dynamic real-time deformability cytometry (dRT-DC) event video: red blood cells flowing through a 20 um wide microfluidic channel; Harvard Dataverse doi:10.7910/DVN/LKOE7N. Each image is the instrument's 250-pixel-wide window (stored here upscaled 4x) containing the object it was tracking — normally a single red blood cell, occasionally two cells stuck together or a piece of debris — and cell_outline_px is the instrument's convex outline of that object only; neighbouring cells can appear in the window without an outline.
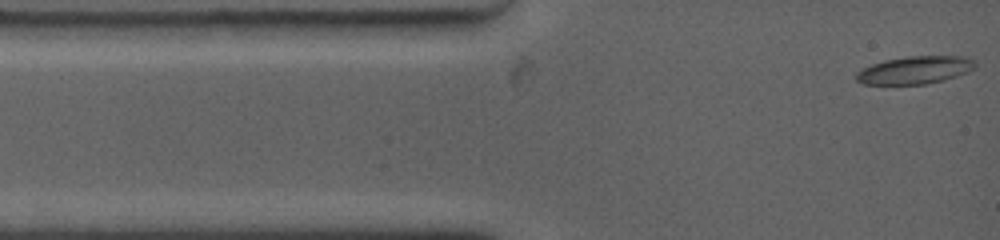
{"species": "common noctule bat (a hibernating species)", "species_latin": "Nyctalus noctula", "temperature_condition": "warm", "stored_images_in_passage": 25, "camera_frame_rate_fps": 4500, "um_per_image_px": 0.085, "animal": {"sex": "female", "body_mass_g": 19.0, "forearm_length_mm": 53.3}, "frame": {"image": 1, "passage_image": 1, "time_ms": 0.0, "image_size_px": [1000, 240], "cell_outline_px": [[976, 68], [968, 72], [944, 80], [924, 84], [864, 84], [856, 80], [856, 72], [872, 64], [884, 60], [908, 56], [964, 56], [976, 60]], "centroid_in_image_um": [77.81, 5.95], "position_along_channel_um": 7.2, "area_um2": 19.25}}
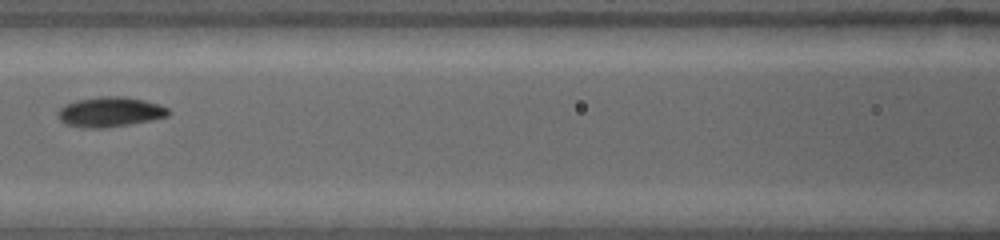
{"frame": {"image": 2, "passage_image": 10, "time_ms": 5.111, "image_size_px": [1000, 240], "cell_outline_px": [[172, 112], [168, 116], [152, 120], [104, 128], [84, 128], [64, 124], [56, 116], [56, 112], [64, 104], [76, 100], [100, 96], [120, 96], [144, 100], [160, 104], [168, 108]], "centroid_in_image_um": [9.32, 9.51], "position_along_channel_um": 157.3, "area_um2": 19.54}}
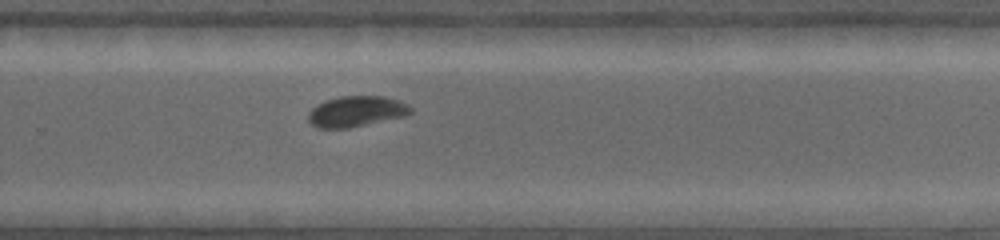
{"frame": {"image": 3, "passage_image": 25, "time_ms": 8.889, "image_size_px": [1000, 240], "cell_outline_px": [[412, 112], [408, 116], [348, 128], [316, 128], [308, 120], [308, 112], [312, 108], [324, 100], [340, 96], [384, 96], [400, 100], [408, 104], [412, 108]], "centroid_in_image_um": [30.31, 9.47], "position_along_channel_um": 299.5, "area_um2": 18.61}}